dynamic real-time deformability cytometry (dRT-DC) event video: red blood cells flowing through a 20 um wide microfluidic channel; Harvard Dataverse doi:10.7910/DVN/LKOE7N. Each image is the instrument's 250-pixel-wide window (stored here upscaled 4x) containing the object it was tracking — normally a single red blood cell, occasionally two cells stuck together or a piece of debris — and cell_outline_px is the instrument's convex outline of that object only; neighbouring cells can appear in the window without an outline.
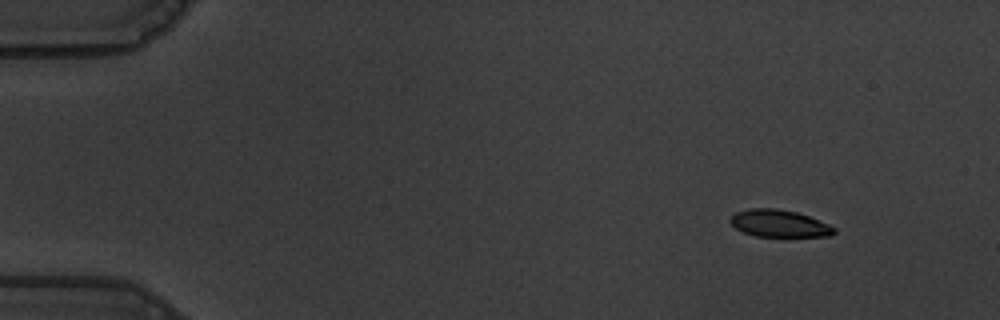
{"species": "common noctule bat (a hibernating species)", "species_latin": "Nyctalus noctula", "temperature_condition": "warm", "stored_images_in_passage": 52, "camera_frame_rate_fps": 3000, "um_per_image_px": 0.085, "animal": {"sex": "male", "body_mass_g": 19.5, "forearm_length_mm": 54.6}, "frame": {"image": 1, "passage_image": 1, "time_ms": 0.0, "image_size_px": [1000, 320], "cell_outline_px": [[836, 232], [828, 236], [756, 236], [744, 232], [736, 228], [728, 220], [736, 212], [748, 208], [776, 208], [796, 212], [808, 216], [828, 224], [836, 228]], "centroid_in_image_um": [66.21, 18.98], "position_along_channel_um": 18.8, "area_um2": 16.3}}
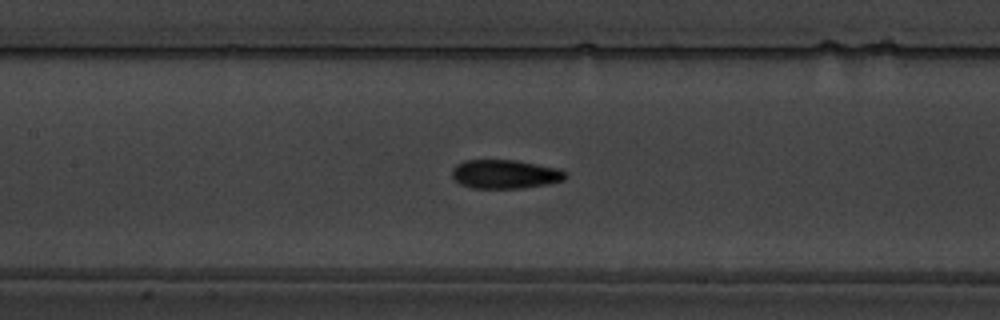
{"frame": {"image": 2, "passage_image": 22, "time_ms": 7.0, "image_size_px": [1000, 320], "cell_outline_px": [[568, 176], [564, 180], [548, 184], [520, 188], [472, 188], [460, 184], [452, 176], [452, 168], [456, 164], [464, 160], [516, 160], [560, 168], [568, 172]], "centroid_in_image_um": [42.96, 14.79], "position_along_channel_um": 164.4, "area_um2": 19.31}}
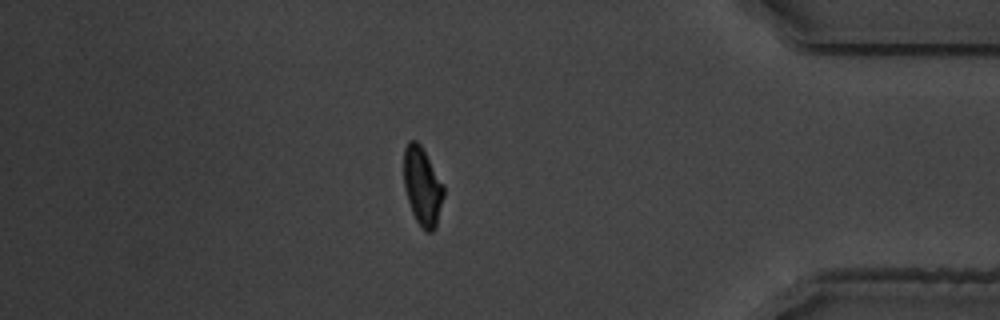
{"frame": {"image": 3, "passage_image": 44, "time_ms": 14.333, "image_size_px": [1000, 320], "cell_outline_px": [[444, 196], [436, 228], [432, 232], [424, 232], [416, 220], [412, 212], [404, 188], [404, 148], [408, 140], [416, 140], [420, 144], [444, 184]], "centroid_in_image_um": [35.91, 15.85], "position_along_channel_um": 399.3, "area_um2": 18.38}, "authors_computed_cell_mechanics": {"area_um2": 18.6694, "velocity_mm_per_s": 3.6185, "shape_relaxation_time_tau1_ms": 3.8962, "shape_relaxation_time_tau2_ms": 1.0155, "deformation_change_tau1": 0.164, "deformation_change_tau2": 0.0718}}